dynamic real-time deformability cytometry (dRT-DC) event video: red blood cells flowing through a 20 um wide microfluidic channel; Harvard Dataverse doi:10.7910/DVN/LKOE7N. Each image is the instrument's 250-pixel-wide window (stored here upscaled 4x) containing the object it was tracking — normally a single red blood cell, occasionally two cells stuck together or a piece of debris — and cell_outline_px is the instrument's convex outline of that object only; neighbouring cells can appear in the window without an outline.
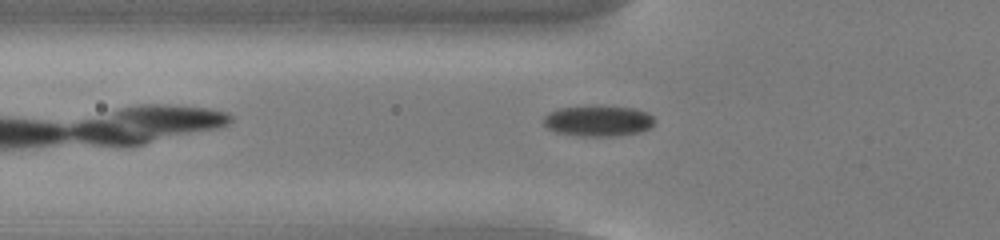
{"species": "common noctule bat (a hibernating species)", "species_latin": "Nyctalus noctula", "temperature_condition": "cold", "stored_images_in_passage": 32, "camera_frame_rate_fps": 3000, "um_per_image_px": 0.085, "animal": {"sex": "male", "body_mass_g": 13.0, "forearm_length_mm": 53.1}, "frame": {"image": 1, "passage_image": 2, "time_ms": 0.333, "image_size_px": [1000, 240], "cell_outline_px": [[652, 124], [648, 128], [640, 132], [612, 136], [584, 136], [556, 132], [548, 128], [544, 124], [544, 116], [548, 112], [560, 108], [632, 108], [644, 112], [652, 116]], "centroid_in_image_um": [50.8, 10.31], "position_along_channel_um": 75.0, "area_um2": 18.9}}
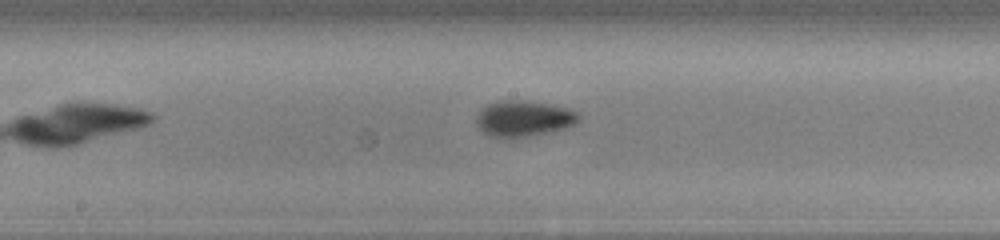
{"frame": {"image": 2, "passage_image": 12, "time_ms": 3.667, "image_size_px": [1000, 240], "cell_outline_px": [[580, 116], [572, 124], [564, 128], [504, 140], [488, 136], [476, 124], [476, 120], [480, 112], [488, 104], [500, 100], [520, 100], [548, 104], [568, 108], [576, 112]], "centroid_in_image_um": [44.44, 10.09], "position_along_channel_um": 203.8, "area_um2": 21.04}}
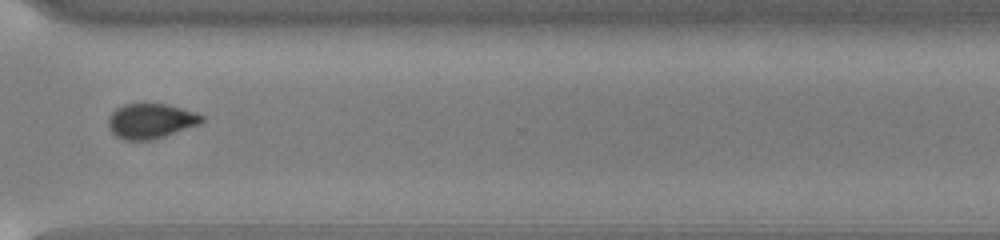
{"frame": {"image": 3, "passage_image": 24, "time_ms": 7.667, "image_size_px": [1000, 240], "cell_outline_px": [[204, 120], [200, 124], [152, 140], [124, 140], [116, 136], [108, 128], [108, 120], [112, 112], [116, 108], [124, 104], [168, 104], [204, 116]], "centroid_in_image_um": [12.79, 10.29], "position_along_channel_um": 357.8, "area_um2": 18.9}, "authors_computed_cell_mechanics": {"area_um2": 20.2878, "velocity_mm_per_s": 3.8568, "shape_relaxation_time_tau1_ms": 3.1939, "shape_relaxation_time_tau2_ms": null, "deformation_change_tau1": 0.1209, "deformation_change_tau2": null}}